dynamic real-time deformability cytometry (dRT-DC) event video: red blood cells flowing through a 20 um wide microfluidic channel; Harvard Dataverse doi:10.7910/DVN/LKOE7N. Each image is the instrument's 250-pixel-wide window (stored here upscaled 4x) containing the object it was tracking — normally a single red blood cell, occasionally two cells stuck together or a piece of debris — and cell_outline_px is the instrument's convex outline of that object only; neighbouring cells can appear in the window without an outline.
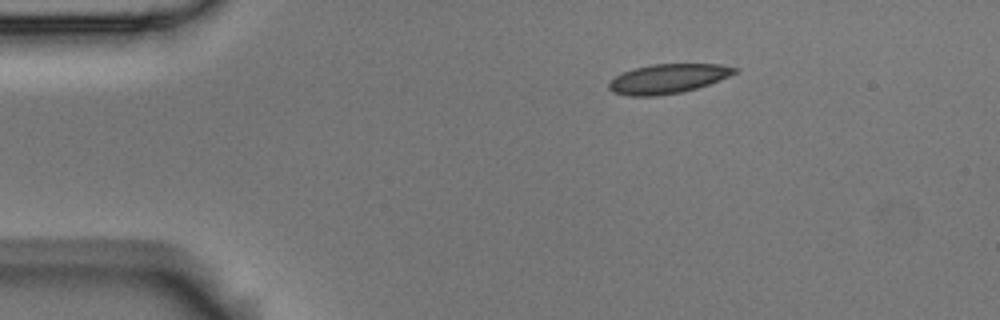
{"species": "Egyptian fruit bat (a non-hibernating species)", "species_latin": "Rousettus aegyptiacus", "temperature_condition": "room temperature", "stored_images_in_passage": 3, "camera_frame_rate_fps": 3000, "um_per_image_px": 0.085, "animal": {"sex": "male"}, "frame": {"image": 1, "passage_image": 1, "time_ms": 0.0, "image_size_px": [1000, 320], "cell_outline_px": [[740, 68], [736, 72], [720, 80], [696, 88], [680, 92], [656, 96], [628, 96], [612, 92], [608, 88], [608, 84], [616, 76], [624, 72], [636, 68], [652, 64], [720, 64]], "centroid_in_image_um": [56.77, 6.69], "position_along_channel_um": 28.2, "area_um2": 21.39}}
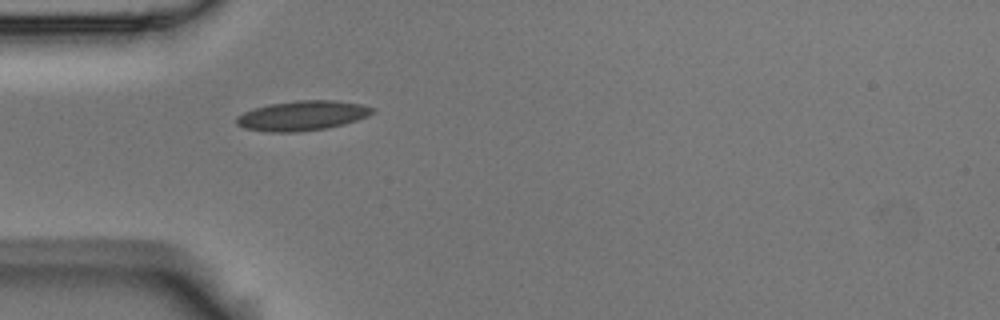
{"frame": {"image": 2, "passage_image": 3, "time_ms": 0.667, "image_size_px": [1000, 320], "cell_outline_px": [[376, 112], [368, 116], [344, 124], [328, 128], [300, 132], [268, 132], [244, 128], [236, 124], [236, 116], [244, 112], [268, 104], [296, 100], [332, 100], [364, 104], [376, 108]], "centroid_in_image_um": [25.73, 9.83], "position_along_channel_um": 59.3, "area_um2": 23.87}}